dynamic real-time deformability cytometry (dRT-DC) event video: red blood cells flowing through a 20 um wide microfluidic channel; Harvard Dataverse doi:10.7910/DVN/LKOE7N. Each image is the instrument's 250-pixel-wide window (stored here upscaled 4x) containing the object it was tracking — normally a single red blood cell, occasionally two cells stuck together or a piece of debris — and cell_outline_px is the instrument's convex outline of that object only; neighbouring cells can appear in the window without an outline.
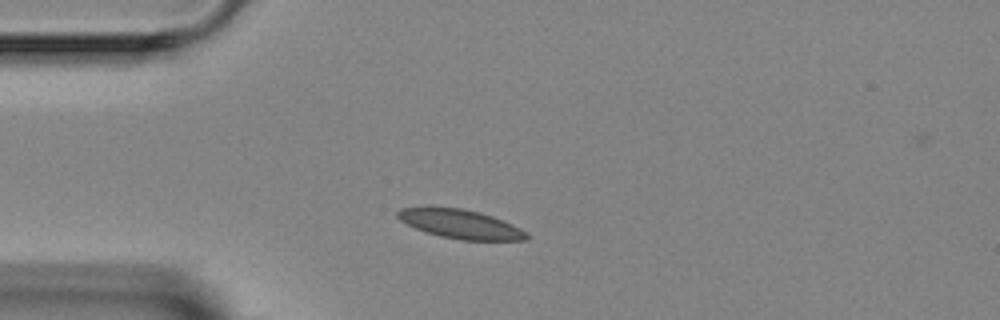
{"species": "Egyptian fruit bat (a non-hibernating species)", "species_latin": "Rousettus aegyptiacus", "temperature_condition": "room temperature", "stored_images_in_passage": 2, "camera_frame_rate_fps": 3000, "um_per_image_px": 0.085, "animal": {"sex": "female"}, "frame": {"image": 1, "passage_image": 1, "time_ms": 0.0, "image_size_px": [1000, 320], "cell_outline_px": [[532, 236], [528, 240], [460, 240], [440, 236], [416, 228], [400, 220], [396, 216], [396, 212], [400, 208], [460, 208], [480, 212], [492, 216], [512, 224], [528, 232]], "centroid_in_image_um": [39.21, 19.06], "position_along_channel_um": 45.8, "area_um2": 21.56}}